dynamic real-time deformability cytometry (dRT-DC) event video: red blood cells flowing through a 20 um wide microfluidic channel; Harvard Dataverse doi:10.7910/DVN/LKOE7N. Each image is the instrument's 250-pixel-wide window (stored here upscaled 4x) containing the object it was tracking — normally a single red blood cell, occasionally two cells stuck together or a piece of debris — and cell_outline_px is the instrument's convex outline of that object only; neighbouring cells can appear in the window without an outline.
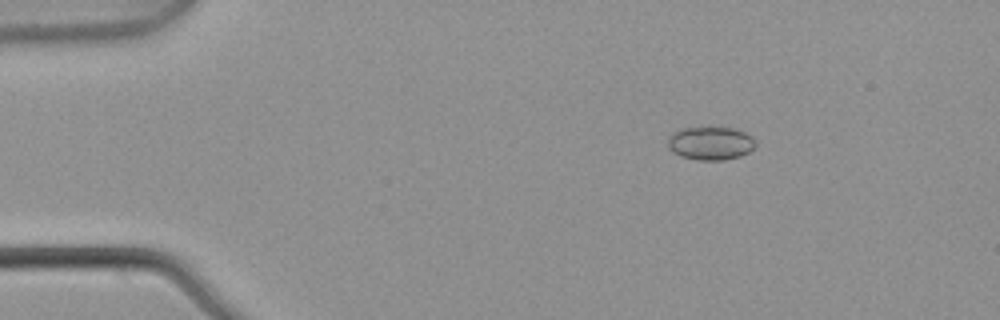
{"species": "common noctule bat (a hibernating species)", "species_latin": "Nyctalus noctula", "temperature_condition": "warm", "stored_images_in_passage": 6, "camera_frame_rate_fps": 3000, "um_per_image_px": 0.085, "animal": {"sex": "male", "body_mass_g": 21.5, "forearm_length_mm": 52.0}, "frame": {"image": 1, "passage_image": 3, "time_ms": 0.667, "image_size_px": [1000, 320], "cell_outline_px": [[756, 144], [748, 152], [740, 156], [724, 160], [700, 160], [680, 156], [672, 152], [668, 148], [668, 136], [684, 128], [732, 128], [744, 132], [752, 136], [756, 140]], "centroid_in_image_um": [60.4, 12.19], "position_along_channel_um": 24.6, "area_um2": 16.88}}